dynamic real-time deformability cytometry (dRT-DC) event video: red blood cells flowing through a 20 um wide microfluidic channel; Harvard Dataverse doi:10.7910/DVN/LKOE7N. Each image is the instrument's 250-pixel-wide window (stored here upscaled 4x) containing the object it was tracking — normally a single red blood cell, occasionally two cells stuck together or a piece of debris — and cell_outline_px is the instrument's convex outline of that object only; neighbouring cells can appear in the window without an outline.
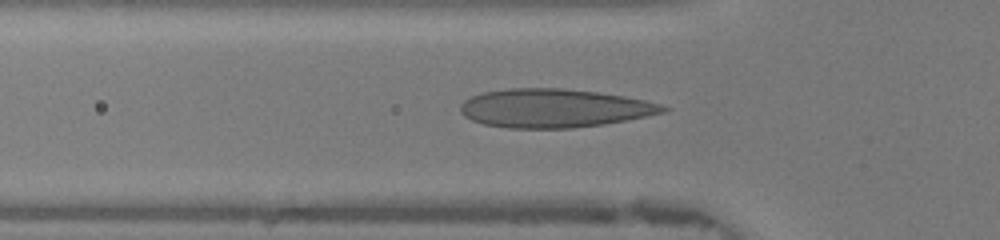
{"species": "human", "species_latin": "Homo sapiens", "temperature_condition": "warm", "stored_images_in_passage": 35, "camera_frame_rate_fps": 3000, "um_per_image_px": 0.085, "donor": {"sex": "female"}, "frame": {"image": 1, "passage_image": 4, "time_ms": 1.0, "image_size_px": [1000, 240], "cell_outline_px": [[672, 108], [668, 112], [604, 124], [572, 128], [508, 128], [484, 124], [472, 120], [464, 116], [460, 112], [460, 104], [464, 100], [472, 96], [484, 92], [508, 88], [564, 88], [596, 92], [624, 96], [644, 100], [660, 104]], "centroid_in_image_um": [47.11, 9.19], "position_along_channel_um": 78.7, "area_um2": 45.66}}
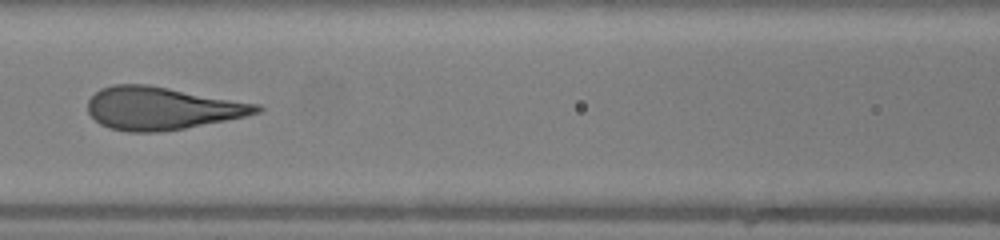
{"frame": {"image": 2, "passage_image": 9, "time_ms": 2.667, "image_size_px": [1000, 240], "cell_outline_px": [[264, 108], [260, 112], [244, 116], [184, 128], [156, 132], [128, 132], [108, 128], [100, 124], [88, 112], [88, 100], [100, 88], [112, 84], [148, 84], [260, 104]], "centroid_in_image_um": [13.73, 9.19], "position_along_channel_um": 152.9, "area_um2": 41.96}}
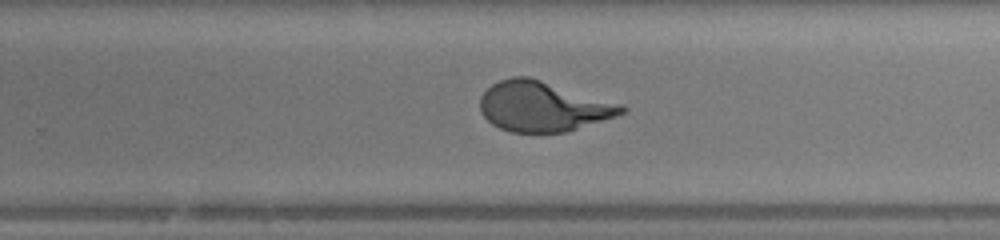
{"frame": {"image": 3, "passage_image": 18, "time_ms": 5.667, "image_size_px": [1000, 240], "cell_outline_px": [[628, 108], [624, 112], [616, 116], [564, 132], [512, 132], [500, 128], [492, 124], [480, 112], [480, 96], [492, 84], [500, 80], [512, 76], [528, 76], [624, 104]], "centroid_in_image_um": [46.15, 9.03], "position_along_channel_um": 283.7, "area_um2": 41.15}}